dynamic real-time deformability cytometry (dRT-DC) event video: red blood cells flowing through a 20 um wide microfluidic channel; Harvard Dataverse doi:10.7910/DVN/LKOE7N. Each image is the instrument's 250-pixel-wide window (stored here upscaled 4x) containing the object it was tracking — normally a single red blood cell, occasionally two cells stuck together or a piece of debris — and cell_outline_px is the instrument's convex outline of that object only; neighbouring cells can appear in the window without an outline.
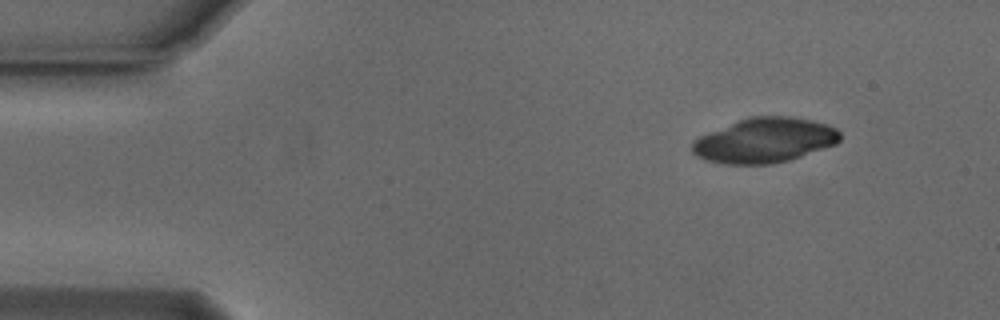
{"species": "Egyptian fruit bat (a non-hibernating species)", "species_latin": "Rousettus aegyptiacus", "temperature_condition": "cold", "stored_images_in_passage": 48, "camera_frame_rate_fps": 3000, "um_per_image_px": 0.085, "animal": {"sex": "male"}, "frame": {"image": 1, "passage_image": 1, "time_ms": 0.0, "image_size_px": [1000, 320], "cell_outline_px": [[840, 140], [836, 144], [788, 160], [772, 164], [724, 164], [704, 160], [696, 156], [692, 152], [692, 140], [708, 132], [740, 120], [752, 116], [788, 116], [812, 120], [836, 128], [840, 132]], "centroid_in_image_um": [64.96, 11.94], "position_along_channel_um": 20.0, "area_um2": 38.44}}